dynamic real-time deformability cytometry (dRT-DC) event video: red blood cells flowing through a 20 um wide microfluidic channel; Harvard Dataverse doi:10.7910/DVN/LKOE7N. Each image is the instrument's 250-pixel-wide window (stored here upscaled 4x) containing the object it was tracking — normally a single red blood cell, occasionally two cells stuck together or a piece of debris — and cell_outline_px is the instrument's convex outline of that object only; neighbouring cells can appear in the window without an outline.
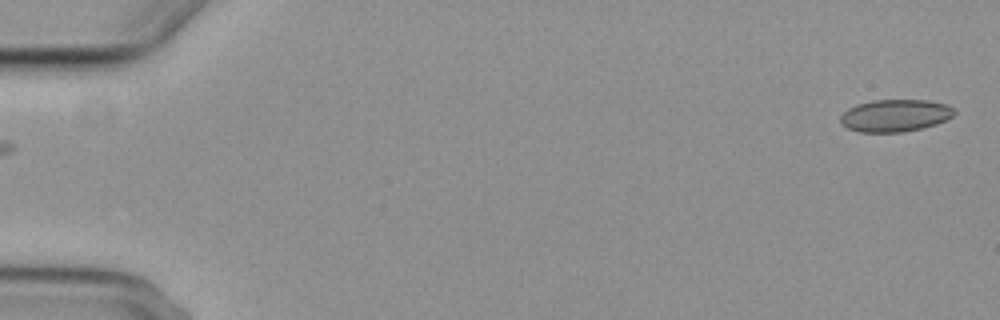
{"species": "common noctule bat (a hibernating species)", "species_latin": "Nyctalus noctula", "temperature_condition": "cold", "stored_images_in_passage": 3, "camera_frame_rate_fps": 3000, "um_per_image_px": 0.085, "animal": {"sex": "female", "body_mass_g": 29.2, "forearm_length_mm": 56.3}, "frame": {"image": 1, "passage_image": 3, "time_ms": 2.333, "image_size_px": [1000, 320], "cell_outline_px": [[956, 112], [952, 116], [936, 124], [904, 132], [860, 132], [848, 128], [840, 120], [840, 116], [848, 108], [856, 104], [872, 100], [928, 100], [948, 104]], "centroid_in_image_um": [76.08, 9.81], "position_along_channel_um": 8.9, "area_um2": 21.33}}